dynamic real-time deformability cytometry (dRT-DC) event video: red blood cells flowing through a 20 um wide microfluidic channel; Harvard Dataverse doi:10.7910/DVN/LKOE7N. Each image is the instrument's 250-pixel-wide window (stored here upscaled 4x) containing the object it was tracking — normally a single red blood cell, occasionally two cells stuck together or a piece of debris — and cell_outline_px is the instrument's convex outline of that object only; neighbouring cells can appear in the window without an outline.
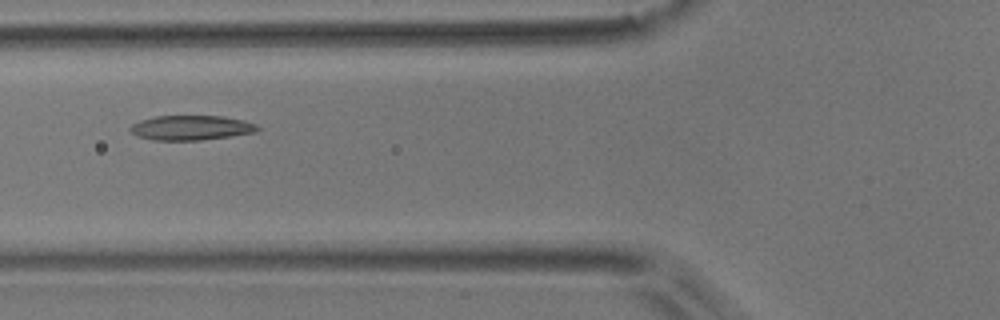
{"species": "common noctule bat (a hibernating species)", "species_latin": "Nyctalus noctula", "temperature_condition": "room temperature", "stored_images_in_passage": 8, "camera_frame_rate_fps": 3000, "um_per_image_px": 0.085, "animal": {"sex": "male", "body_mass_g": 17.9}, "frame": {"image": 1, "passage_image": 4, "time_ms": 1.0, "image_size_px": [1000, 320], "cell_outline_px": [[260, 128], [256, 132], [232, 136], [200, 140], [152, 140], [136, 136], [128, 128], [132, 124], [140, 120], [156, 116], [220, 116], [244, 120], [256, 124]], "centroid_in_image_um": [16.23, 10.86], "position_along_channel_um": 109.6, "area_um2": 18.38}}
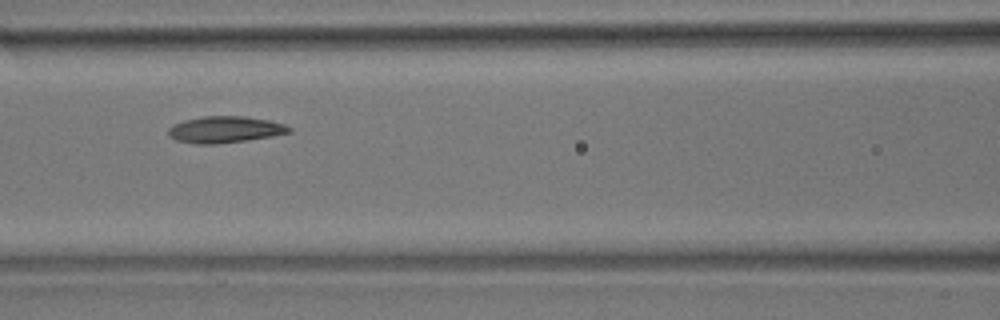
{"frame": {"image": 2, "passage_image": 5, "time_ms": 1.333, "image_size_px": [1000, 320], "cell_outline_px": [[292, 132], [272, 136], [216, 144], [196, 144], [176, 140], [168, 136], [168, 128], [172, 124], [184, 120], [204, 116], [244, 116], [268, 120], [284, 124], [292, 128]], "centroid_in_image_um": [19.09, 11.01], "position_along_channel_um": 147.5, "area_um2": 18.67}}
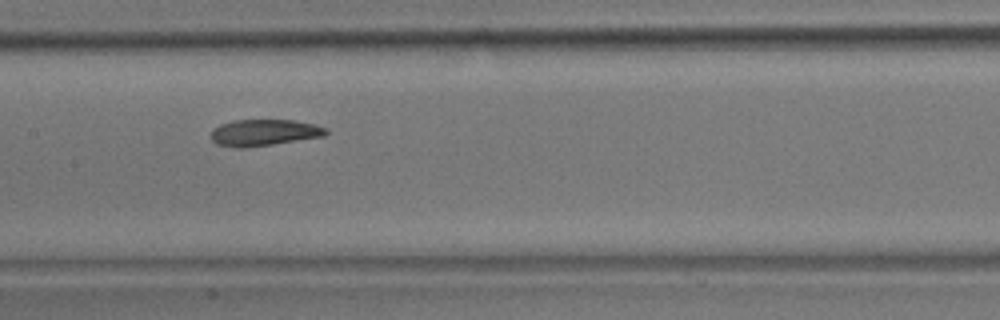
{"frame": {"image": 3, "passage_image": 6, "time_ms": 1.667, "image_size_px": [1000, 320], "cell_outline_px": [[328, 132], [324, 136], [272, 144], [244, 148], [236, 148], [216, 144], [208, 136], [220, 124], [236, 120], [292, 120], [316, 124], [328, 128]], "centroid_in_image_um": [22.45, 11.27], "position_along_channel_um": 185.0, "area_um2": 17.74}}